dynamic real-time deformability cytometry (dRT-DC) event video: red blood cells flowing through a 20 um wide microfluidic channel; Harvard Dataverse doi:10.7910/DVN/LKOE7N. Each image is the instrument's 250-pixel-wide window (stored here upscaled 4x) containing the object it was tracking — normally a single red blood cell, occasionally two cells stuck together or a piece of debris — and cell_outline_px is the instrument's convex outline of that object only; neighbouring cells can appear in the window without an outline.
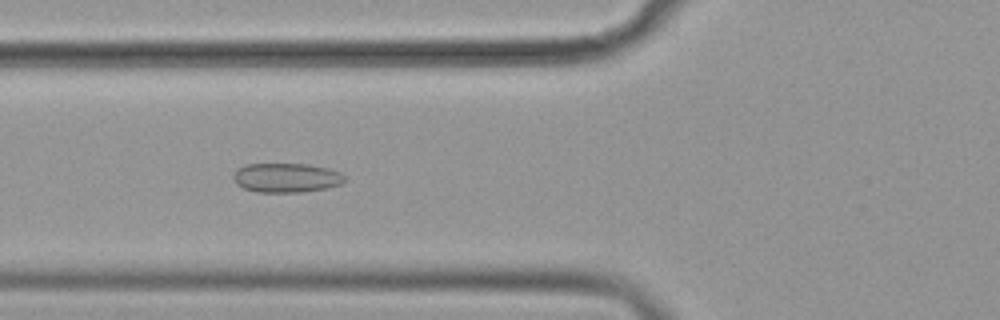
{"species": "common noctule bat (a hibernating species)", "species_latin": "Nyctalus noctula", "temperature_condition": "cold", "stored_images_in_passage": 39, "camera_frame_rate_fps": 3000, "um_per_image_px": 0.085, "animal": {"sex": "female", "body_mass_g": 19.9}, "frame": {"image": 1, "passage_image": 4, "time_ms": 1.0, "image_size_px": [1000, 320], "cell_outline_px": [[348, 180], [340, 184], [324, 188], [300, 192], [256, 192], [244, 188], [236, 184], [232, 176], [240, 168], [248, 164], [308, 164], [328, 168], [340, 172], [348, 176]], "centroid_in_image_um": [24.39, 15.11], "position_along_channel_um": 101.4, "area_um2": 19.02}}
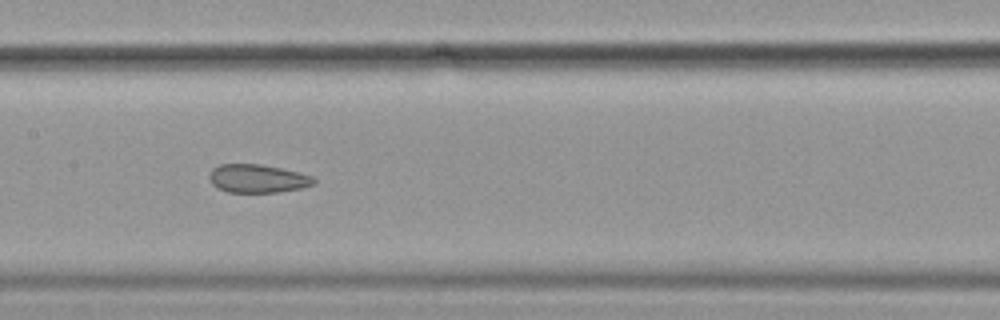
{"frame": {"image": 2, "passage_image": 11, "time_ms": 3.333, "image_size_px": [1000, 320], "cell_outline_px": [[316, 184], [300, 188], [276, 192], [228, 192], [212, 184], [208, 176], [212, 168], [220, 164], [260, 164], [280, 168], [312, 176], [316, 180]], "centroid_in_image_um": [21.88, 15.17], "position_along_channel_um": 185.5, "area_um2": 17.11}}
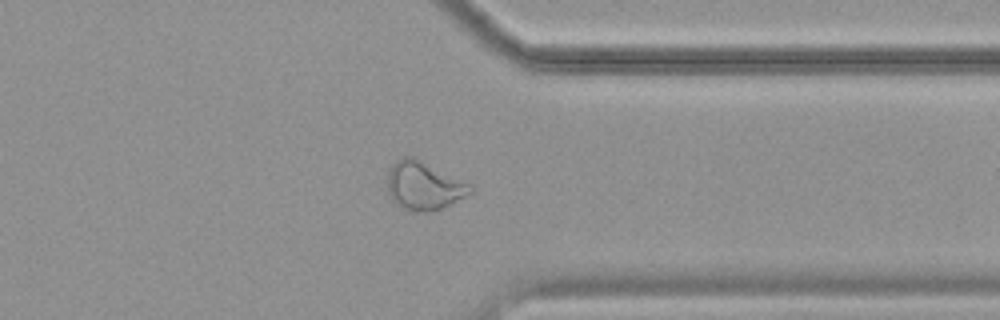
{"frame": {"image": 3, "passage_image": 27, "time_ms": 8.667, "image_size_px": [1000, 320], "cell_outline_px": [[472, 192], [440, 208], [428, 212], [416, 212], [400, 208], [388, 196], [388, 168], [400, 156], [412, 156], [468, 184], [472, 188]], "centroid_in_image_um": [35.92, 15.79], "position_along_channel_um": 375.5, "area_um2": 22.89}, "authors_computed_cell_mechanics": {"area_um2": 18.7272, "velocity_mm_per_s": 3.5901, "shape_relaxation_time_tau1_ms": null, "shape_relaxation_time_tau2_ms": 2.3221, "deformation_change_tau1": null, "deformation_change_tau2": 0.0823}}